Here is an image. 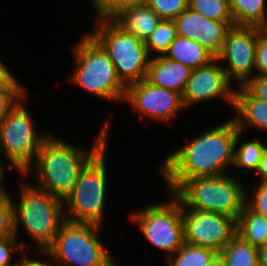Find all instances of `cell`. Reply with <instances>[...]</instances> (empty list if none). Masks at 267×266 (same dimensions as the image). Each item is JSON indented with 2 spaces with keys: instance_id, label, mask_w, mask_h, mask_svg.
<instances>
[{
  "instance_id": "6da1fadb",
  "label": "cell",
  "mask_w": 267,
  "mask_h": 266,
  "mask_svg": "<svg viewBox=\"0 0 267 266\" xmlns=\"http://www.w3.org/2000/svg\"><path fill=\"white\" fill-rule=\"evenodd\" d=\"M203 131L167 153L157 166L158 176L166 184L167 192L173 193L187 179L232 172L239 132L235 120L229 117Z\"/></svg>"
},
{
  "instance_id": "7a4b0ae2",
  "label": "cell",
  "mask_w": 267,
  "mask_h": 266,
  "mask_svg": "<svg viewBox=\"0 0 267 266\" xmlns=\"http://www.w3.org/2000/svg\"><path fill=\"white\" fill-rule=\"evenodd\" d=\"M112 116L110 114L104 119L89 149L85 145L70 143L52 132L43 141L33 164L23 176L27 178L31 174V184L64 201L74 189L81 171L109 144Z\"/></svg>"
},
{
  "instance_id": "3957f363",
  "label": "cell",
  "mask_w": 267,
  "mask_h": 266,
  "mask_svg": "<svg viewBox=\"0 0 267 266\" xmlns=\"http://www.w3.org/2000/svg\"><path fill=\"white\" fill-rule=\"evenodd\" d=\"M17 177L19 199L16 202L12 197L15 236L19 239L22 228L31 239L29 243H35L37 250H46L66 222L64 201L35 187L23 175L20 180Z\"/></svg>"
},
{
  "instance_id": "277c9868",
  "label": "cell",
  "mask_w": 267,
  "mask_h": 266,
  "mask_svg": "<svg viewBox=\"0 0 267 266\" xmlns=\"http://www.w3.org/2000/svg\"><path fill=\"white\" fill-rule=\"evenodd\" d=\"M71 50L75 61L68 81L94 98L123 104L127 87L117 76L115 66L103 47L85 32Z\"/></svg>"
},
{
  "instance_id": "5b68a950",
  "label": "cell",
  "mask_w": 267,
  "mask_h": 266,
  "mask_svg": "<svg viewBox=\"0 0 267 266\" xmlns=\"http://www.w3.org/2000/svg\"><path fill=\"white\" fill-rule=\"evenodd\" d=\"M28 94L19 99L0 124V168L15 169L19 176L33 164L43 141L53 132L37 128L26 104Z\"/></svg>"
},
{
  "instance_id": "8992f818",
  "label": "cell",
  "mask_w": 267,
  "mask_h": 266,
  "mask_svg": "<svg viewBox=\"0 0 267 266\" xmlns=\"http://www.w3.org/2000/svg\"><path fill=\"white\" fill-rule=\"evenodd\" d=\"M233 173L187 179L172 194L182 203V209L214 212L237 220L245 205L246 186L237 178L239 173Z\"/></svg>"
},
{
  "instance_id": "52a82bcc",
  "label": "cell",
  "mask_w": 267,
  "mask_h": 266,
  "mask_svg": "<svg viewBox=\"0 0 267 266\" xmlns=\"http://www.w3.org/2000/svg\"><path fill=\"white\" fill-rule=\"evenodd\" d=\"M108 148L106 145L86 165L71 194L64 200L66 221L104 225L109 184Z\"/></svg>"
},
{
  "instance_id": "ba28073f",
  "label": "cell",
  "mask_w": 267,
  "mask_h": 266,
  "mask_svg": "<svg viewBox=\"0 0 267 266\" xmlns=\"http://www.w3.org/2000/svg\"><path fill=\"white\" fill-rule=\"evenodd\" d=\"M88 32L108 53L121 82L129 85L145 79L151 56L145 42L124 31L111 18L95 16Z\"/></svg>"
},
{
  "instance_id": "9c48e42d",
  "label": "cell",
  "mask_w": 267,
  "mask_h": 266,
  "mask_svg": "<svg viewBox=\"0 0 267 266\" xmlns=\"http://www.w3.org/2000/svg\"><path fill=\"white\" fill-rule=\"evenodd\" d=\"M101 229L97 224L66 221L46 250L57 266H117L98 235Z\"/></svg>"
},
{
  "instance_id": "30bf717a",
  "label": "cell",
  "mask_w": 267,
  "mask_h": 266,
  "mask_svg": "<svg viewBox=\"0 0 267 266\" xmlns=\"http://www.w3.org/2000/svg\"><path fill=\"white\" fill-rule=\"evenodd\" d=\"M167 193L165 201L149 203L128 215V220L138 227L150 245L167 254L166 258L185 243L182 203L172 193Z\"/></svg>"
},
{
  "instance_id": "8fae6325",
  "label": "cell",
  "mask_w": 267,
  "mask_h": 266,
  "mask_svg": "<svg viewBox=\"0 0 267 266\" xmlns=\"http://www.w3.org/2000/svg\"><path fill=\"white\" fill-rule=\"evenodd\" d=\"M258 37L256 26H232L216 56L219 63H224L221 66L236 87L244 86L255 75Z\"/></svg>"
},
{
  "instance_id": "7c38bea8",
  "label": "cell",
  "mask_w": 267,
  "mask_h": 266,
  "mask_svg": "<svg viewBox=\"0 0 267 266\" xmlns=\"http://www.w3.org/2000/svg\"><path fill=\"white\" fill-rule=\"evenodd\" d=\"M126 103L133 113L166 124L186 111L179 92L152 85L145 79L127 87L123 104Z\"/></svg>"
},
{
  "instance_id": "4fadbf2b",
  "label": "cell",
  "mask_w": 267,
  "mask_h": 266,
  "mask_svg": "<svg viewBox=\"0 0 267 266\" xmlns=\"http://www.w3.org/2000/svg\"><path fill=\"white\" fill-rule=\"evenodd\" d=\"M185 243L219 253L236 234V220L222 214L182 209Z\"/></svg>"
},
{
  "instance_id": "5bb4252c",
  "label": "cell",
  "mask_w": 267,
  "mask_h": 266,
  "mask_svg": "<svg viewBox=\"0 0 267 266\" xmlns=\"http://www.w3.org/2000/svg\"><path fill=\"white\" fill-rule=\"evenodd\" d=\"M228 80L226 72L216 59L204 67L193 69L182 93V102L186 110L197 104L226 102L234 108L235 88ZM194 105V106H193Z\"/></svg>"
},
{
  "instance_id": "9a60e30c",
  "label": "cell",
  "mask_w": 267,
  "mask_h": 266,
  "mask_svg": "<svg viewBox=\"0 0 267 266\" xmlns=\"http://www.w3.org/2000/svg\"><path fill=\"white\" fill-rule=\"evenodd\" d=\"M177 35L199 42L215 57L221 51L228 31L234 22H220L206 18L187 8L174 19Z\"/></svg>"
},
{
  "instance_id": "2e32d148",
  "label": "cell",
  "mask_w": 267,
  "mask_h": 266,
  "mask_svg": "<svg viewBox=\"0 0 267 266\" xmlns=\"http://www.w3.org/2000/svg\"><path fill=\"white\" fill-rule=\"evenodd\" d=\"M234 113L239 131L251 128L267 135V101L254 97L244 86L235 88Z\"/></svg>"
},
{
  "instance_id": "e0dca14e",
  "label": "cell",
  "mask_w": 267,
  "mask_h": 266,
  "mask_svg": "<svg viewBox=\"0 0 267 266\" xmlns=\"http://www.w3.org/2000/svg\"><path fill=\"white\" fill-rule=\"evenodd\" d=\"M191 72L190 67L164 55L154 56L148 65L145 80L152 85L170 89L182 95Z\"/></svg>"
},
{
  "instance_id": "ac0fdd59",
  "label": "cell",
  "mask_w": 267,
  "mask_h": 266,
  "mask_svg": "<svg viewBox=\"0 0 267 266\" xmlns=\"http://www.w3.org/2000/svg\"><path fill=\"white\" fill-rule=\"evenodd\" d=\"M111 19L124 31L136 35L144 42L162 20L154 10L146 5L123 8Z\"/></svg>"
},
{
  "instance_id": "d6986e66",
  "label": "cell",
  "mask_w": 267,
  "mask_h": 266,
  "mask_svg": "<svg viewBox=\"0 0 267 266\" xmlns=\"http://www.w3.org/2000/svg\"><path fill=\"white\" fill-rule=\"evenodd\" d=\"M164 56L180 62L190 67L192 70L204 67L216 59V57L199 42L180 36H177L172 41Z\"/></svg>"
},
{
  "instance_id": "ffe728a7",
  "label": "cell",
  "mask_w": 267,
  "mask_h": 266,
  "mask_svg": "<svg viewBox=\"0 0 267 266\" xmlns=\"http://www.w3.org/2000/svg\"><path fill=\"white\" fill-rule=\"evenodd\" d=\"M243 132L239 131L235 140L234 148V161L232 168L242 169L244 173L254 172L256 173L260 160L262 158L263 152L267 146L266 137L261 141L259 139H246L242 140L245 137Z\"/></svg>"
},
{
  "instance_id": "44dd1931",
  "label": "cell",
  "mask_w": 267,
  "mask_h": 266,
  "mask_svg": "<svg viewBox=\"0 0 267 266\" xmlns=\"http://www.w3.org/2000/svg\"><path fill=\"white\" fill-rule=\"evenodd\" d=\"M236 234L255 247L267 244V218L246 204L236 220Z\"/></svg>"
},
{
  "instance_id": "7402d4cb",
  "label": "cell",
  "mask_w": 267,
  "mask_h": 266,
  "mask_svg": "<svg viewBox=\"0 0 267 266\" xmlns=\"http://www.w3.org/2000/svg\"><path fill=\"white\" fill-rule=\"evenodd\" d=\"M226 266H259L258 248L235 234L219 252Z\"/></svg>"
},
{
  "instance_id": "603a6c76",
  "label": "cell",
  "mask_w": 267,
  "mask_h": 266,
  "mask_svg": "<svg viewBox=\"0 0 267 266\" xmlns=\"http://www.w3.org/2000/svg\"><path fill=\"white\" fill-rule=\"evenodd\" d=\"M235 26H257L267 16V0H229Z\"/></svg>"
},
{
  "instance_id": "cb8c5ba5",
  "label": "cell",
  "mask_w": 267,
  "mask_h": 266,
  "mask_svg": "<svg viewBox=\"0 0 267 266\" xmlns=\"http://www.w3.org/2000/svg\"><path fill=\"white\" fill-rule=\"evenodd\" d=\"M216 251L184 243L173 255L167 258V266H207Z\"/></svg>"
},
{
  "instance_id": "d4e9b609",
  "label": "cell",
  "mask_w": 267,
  "mask_h": 266,
  "mask_svg": "<svg viewBox=\"0 0 267 266\" xmlns=\"http://www.w3.org/2000/svg\"><path fill=\"white\" fill-rule=\"evenodd\" d=\"M177 36L174 20L162 19L152 34L145 40L150 56H163Z\"/></svg>"
},
{
  "instance_id": "484cf974",
  "label": "cell",
  "mask_w": 267,
  "mask_h": 266,
  "mask_svg": "<svg viewBox=\"0 0 267 266\" xmlns=\"http://www.w3.org/2000/svg\"><path fill=\"white\" fill-rule=\"evenodd\" d=\"M188 8L211 20L234 22L229 0H188Z\"/></svg>"
},
{
  "instance_id": "4316f807",
  "label": "cell",
  "mask_w": 267,
  "mask_h": 266,
  "mask_svg": "<svg viewBox=\"0 0 267 266\" xmlns=\"http://www.w3.org/2000/svg\"><path fill=\"white\" fill-rule=\"evenodd\" d=\"M145 5L161 19L174 20L188 8V0H146Z\"/></svg>"
},
{
  "instance_id": "83f0119b",
  "label": "cell",
  "mask_w": 267,
  "mask_h": 266,
  "mask_svg": "<svg viewBox=\"0 0 267 266\" xmlns=\"http://www.w3.org/2000/svg\"><path fill=\"white\" fill-rule=\"evenodd\" d=\"M246 187L245 204L255 213L267 218V181H258L251 190Z\"/></svg>"
},
{
  "instance_id": "f1b7e54d",
  "label": "cell",
  "mask_w": 267,
  "mask_h": 266,
  "mask_svg": "<svg viewBox=\"0 0 267 266\" xmlns=\"http://www.w3.org/2000/svg\"><path fill=\"white\" fill-rule=\"evenodd\" d=\"M146 0H95L92 7L96 17L112 18L123 8L137 5H145Z\"/></svg>"
},
{
  "instance_id": "f546056e",
  "label": "cell",
  "mask_w": 267,
  "mask_h": 266,
  "mask_svg": "<svg viewBox=\"0 0 267 266\" xmlns=\"http://www.w3.org/2000/svg\"><path fill=\"white\" fill-rule=\"evenodd\" d=\"M12 195L7 190L0 197V239L15 236Z\"/></svg>"
},
{
  "instance_id": "4dcf8cb0",
  "label": "cell",
  "mask_w": 267,
  "mask_h": 266,
  "mask_svg": "<svg viewBox=\"0 0 267 266\" xmlns=\"http://www.w3.org/2000/svg\"><path fill=\"white\" fill-rule=\"evenodd\" d=\"M26 242H20L16 236H10L0 239V266H10L16 264L19 260V256L13 260L16 252L22 253L26 248L30 247Z\"/></svg>"
},
{
  "instance_id": "1f68e13d",
  "label": "cell",
  "mask_w": 267,
  "mask_h": 266,
  "mask_svg": "<svg viewBox=\"0 0 267 266\" xmlns=\"http://www.w3.org/2000/svg\"><path fill=\"white\" fill-rule=\"evenodd\" d=\"M26 251L28 250L25 249L23 251L24 253L22 252L19 255V266H57L51 254L47 250L35 249L36 253L34 251V253H32L33 255L27 254Z\"/></svg>"
},
{
  "instance_id": "d6a6232c",
  "label": "cell",
  "mask_w": 267,
  "mask_h": 266,
  "mask_svg": "<svg viewBox=\"0 0 267 266\" xmlns=\"http://www.w3.org/2000/svg\"><path fill=\"white\" fill-rule=\"evenodd\" d=\"M27 90H0V124Z\"/></svg>"
},
{
  "instance_id": "836d02e7",
  "label": "cell",
  "mask_w": 267,
  "mask_h": 266,
  "mask_svg": "<svg viewBox=\"0 0 267 266\" xmlns=\"http://www.w3.org/2000/svg\"><path fill=\"white\" fill-rule=\"evenodd\" d=\"M0 58V90H27Z\"/></svg>"
},
{
  "instance_id": "e575fe53",
  "label": "cell",
  "mask_w": 267,
  "mask_h": 266,
  "mask_svg": "<svg viewBox=\"0 0 267 266\" xmlns=\"http://www.w3.org/2000/svg\"><path fill=\"white\" fill-rule=\"evenodd\" d=\"M244 87L254 97L267 101V76L255 74Z\"/></svg>"
},
{
  "instance_id": "d590c367",
  "label": "cell",
  "mask_w": 267,
  "mask_h": 266,
  "mask_svg": "<svg viewBox=\"0 0 267 266\" xmlns=\"http://www.w3.org/2000/svg\"><path fill=\"white\" fill-rule=\"evenodd\" d=\"M255 59V74L267 76V42L262 40L260 37H258Z\"/></svg>"
},
{
  "instance_id": "8d00e7d4",
  "label": "cell",
  "mask_w": 267,
  "mask_h": 266,
  "mask_svg": "<svg viewBox=\"0 0 267 266\" xmlns=\"http://www.w3.org/2000/svg\"><path fill=\"white\" fill-rule=\"evenodd\" d=\"M254 175L258 176L256 178H258L259 181H267V146L263 152L258 169Z\"/></svg>"
},
{
  "instance_id": "74e56055",
  "label": "cell",
  "mask_w": 267,
  "mask_h": 266,
  "mask_svg": "<svg viewBox=\"0 0 267 266\" xmlns=\"http://www.w3.org/2000/svg\"><path fill=\"white\" fill-rule=\"evenodd\" d=\"M259 37L267 42V16L256 26Z\"/></svg>"
},
{
  "instance_id": "f35d334b",
  "label": "cell",
  "mask_w": 267,
  "mask_h": 266,
  "mask_svg": "<svg viewBox=\"0 0 267 266\" xmlns=\"http://www.w3.org/2000/svg\"><path fill=\"white\" fill-rule=\"evenodd\" d=\"M259 266H267V244L258 247Z\"/></svg>"
},
{
  "instance_id": "ab89813d",
  "label": "cell",
  "mask_w": 267,
  "mask_h": 266,
  "mask_svg": "<svg viewBox=\"0 0 267 266\" xmlns=\"http://www.w3.org/2000/svg\"><path fill=\"white\" fill-rule=\"evenodd\" d=\"M207 266H226V263L223 257L219 253H217Z\"/></svg>"
},
{
  "instance_id": "60d3db41",
  "label": "cell",
  "mask_w": 267,
  "mask_h": 266,
  "mask_svg": "<svg viewBox=\"0 0 267 266\" xmlns=\"http://www.w3.org/2000/svg\"><path fill=\"white\" fill-rule=\"evenodd\" d=\"M5 172H7L5 169L0 168V197L7 191L4 184L6 178Z\"/></svg>"
},
{
  "instance_id": "b9f144b4",
  "label": "cell",
  "mask_w": 267,
  "mask_h": 266,
  "mask_svg": "<svg viewBox=\"0 0 267 266\" xmlns=\"http://www.w3.org/2000/svg\"><path fill=\"white\" fill-rule=\"evenodd\" d=\"M10 266H19V260L16 264L10 265Z\"/></svg>"
}]
</instances>
